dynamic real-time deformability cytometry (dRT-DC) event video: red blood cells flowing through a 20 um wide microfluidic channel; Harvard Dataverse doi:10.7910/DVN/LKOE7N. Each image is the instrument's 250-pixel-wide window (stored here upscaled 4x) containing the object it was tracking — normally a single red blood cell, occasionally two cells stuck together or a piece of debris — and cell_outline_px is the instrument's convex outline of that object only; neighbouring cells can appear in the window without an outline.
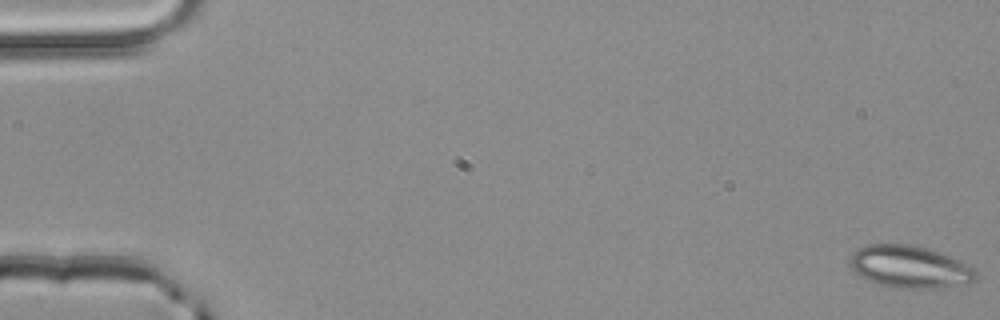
{"species": "common noctule bat (a hibernating species)", "species_latin": "Nyctalus noctula", "temperature_condition": "room temperature", "stored_images_in_passage": 53, "camera_frame_rate_fps": 3000, "um_per_image_px": 0.085, "animal": {"sex": "male", "body_mass_g": 20.4}, "frame": {"image": 1, "passage_image": 1, "time_ms": 0.0, "image_size_px": [1000, 320], "cell_outline_px": [[976, 276], [968, 284], [932, 288], [896, 288], [876, 284], [868, 280], [856, 272], [848, 264], [848, 260], [852, 252], [868, 244], [912, 244], [928, 248], [952, 256], [976, 268]], "centroid_in_image_um": [77.33, 22.67], "position_along_channel_um": 7.7, "area_um2": 31.33}}
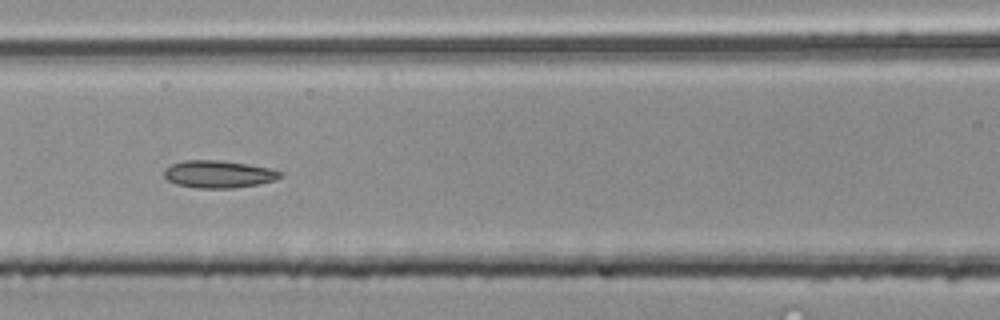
{"frame": {"image": 2, "passage_image": 24, "time_ms": 7.667, "image_size_px": [1000, 320], "cell_outline_px": [[284, 176], [276, 180], [256, 184], [232, 188], [196, 188], [176, 184], [168, 180], [164, 176], [164, 168], [172, 164], [184, 160], [220, 160], [248, 164], [268, 168], [284, 172]], "centroid_in_image_um": [18.58, 14.8], "position_along_channel_um": 148.0, "area_um2": 18.61}}
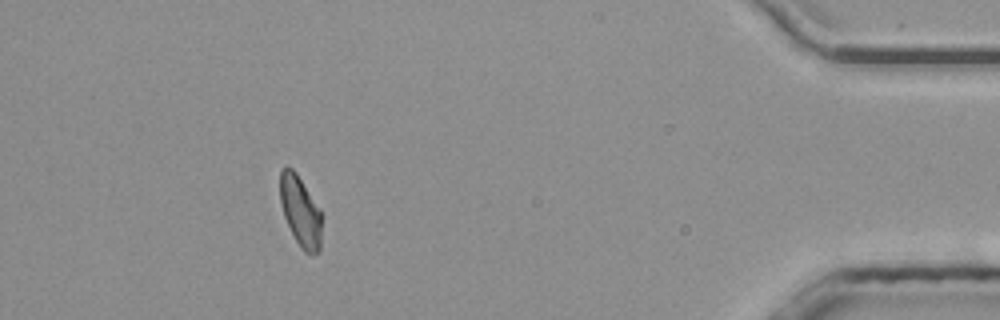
{"frame": {"image": 3, "passage_image": 48, "time_ms": 15.667, "image_size_px": [1000, 320], "cell_outline_px": [[320, 252], [312, 256], [304, 252], [296, 240], [284, 216], [280, 204], [280, 172], [284, 164], [288, 164], [296, 172], [320, 208]], "centroid_in_image_um": [25.52, 17.92], "position_along_channel_um": 409.7, "area_um2": 17.17}, "authors_computed_cell_mechanics": {"area_um2": 17.7446, "velocity_mm_per_s": 4.0189, "shape_relaxation_time_tau1_ms": 6.5562, "shape_relaxation_time_tau2_ms": 2.7771, "deformation_change_tau1": 0.1382, "deformation_change_tau2": 0.0885}}